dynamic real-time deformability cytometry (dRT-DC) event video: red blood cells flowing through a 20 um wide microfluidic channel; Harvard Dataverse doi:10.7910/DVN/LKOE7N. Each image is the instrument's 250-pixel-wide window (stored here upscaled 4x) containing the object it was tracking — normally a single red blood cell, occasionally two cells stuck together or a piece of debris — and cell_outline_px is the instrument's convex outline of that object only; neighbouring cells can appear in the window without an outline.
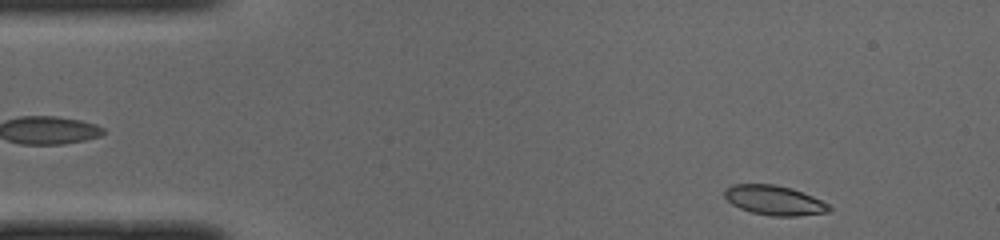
{"species": "common noctule bat (a hibernating species)", "species_latin": "Nyctalus noctula", "temperature_condition": "cold", "stored_images_in_passage": 46, "camera_frame_rate_fps": 3000, "um_per_image_px": 0.085, "animal": {"sex": "male", "body_mass_g": 19.0, "forearm_length_mm": 50.8}, "frame": {"image": 1, "passage_image": 2, "time_ms": 0.333, "image_size_px": [1000, 240], "cell_outline_px": [[832, 208], [828, 212], [796, 216], [772, 216], [752, 212], [740, 208], [732, 204], [724, 196], [724, 188], [732, 184], [776, 184], [792, 188], [812, 196], [828, 204]], "centroid_in_image_um": [65.79, 17.01], "position_along_channel_um": 19.2, "area_um2": 18.03}}
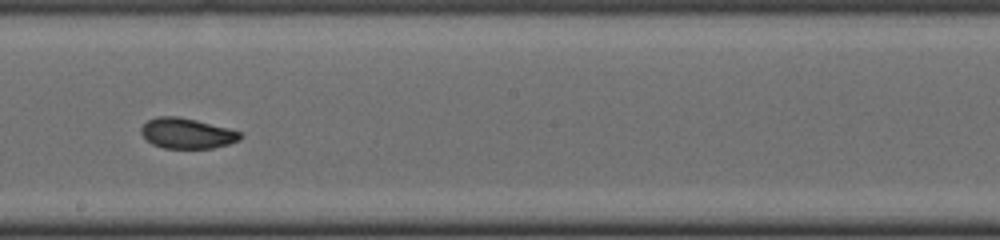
{"frame": {"image": 2, "passage_image": 24, "time_ms": 7.667, "image_size_px": [1000, 240], "cell_outline_px": [[244, 136], [240, 140], [228, 144], [212, 148], [164, 148], [152, 144], [140, 132], [140, 128], [148, 120], [156, 116], [176, 116], [196, 120], [228, 128], [240, 132]], "centroid_in_image_um": [15.89, 11.33], "position_along_channel_um": 232.3, "area_um2": 17.51}}
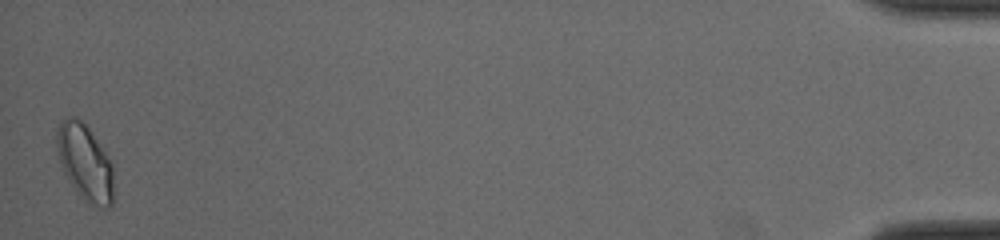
{"frame": {"image": 3, "passage_image": 46, "time_ms": 15.0, "image_size_px": [1000, 240], "cell_outline_px": [[112, 204], [108, 208], [100, 208], [88, 204], [76, 192], [64, 172], [56, 148], [56, 132], [60, 120], [68, 116], [72, 116], [80, 120], [92, 132], [104, 148], [112, 164]], "centroid_in_image_um": [7.21, 13.8], "position_along_channel_um": 428.0, "area_um2": 25.32}, "authors_computed_cell_mechanics": {"area_um2": 18.2648, "velocity_mm_per_s": 3.9747, "shape_relaxation_time_tau1_ms": 10.3909, "shape_relaxation_time_tau2_ms": 2.3971, "deformation_change_tau1": 0.1896, "deformation_change_tau2": 0.0566}}